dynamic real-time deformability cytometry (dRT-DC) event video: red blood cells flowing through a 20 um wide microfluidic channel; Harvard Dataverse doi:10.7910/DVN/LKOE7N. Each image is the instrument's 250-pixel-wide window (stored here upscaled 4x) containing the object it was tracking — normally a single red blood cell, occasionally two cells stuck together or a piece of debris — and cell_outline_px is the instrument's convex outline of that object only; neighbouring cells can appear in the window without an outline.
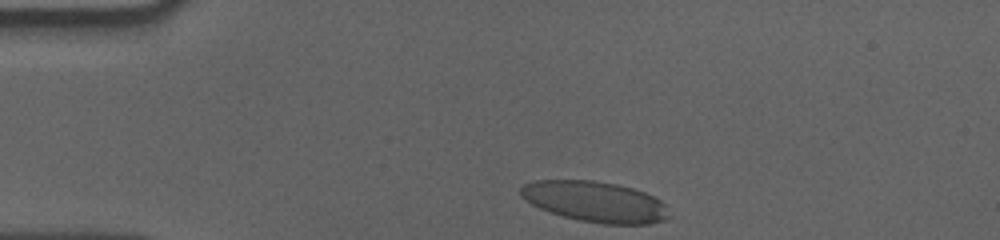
{"species": "human", "species_latin": "Homo sapiens", "temperature_condition": "cold", "stored_images_in_passage": 36, "camera_frame_rate_fps": 3000, "um_per_image_px": 0.085, "donor": {"sex": "male"}, "frame": {"image": 1, "passage_image": 1, "time_ms": 0.0, "image_size_px": [1000, 240], "cell_outline_px": [[664, 216], [660, 220], [648, 224], [604, 224], [580, 220], [564, 216], [540, 208], [532, 204], [520, 192], [520, 188], [524, 184], [536, 180], [592, 180], [616, 184], [632, 188], [644, 192], [660, 200], [664, 204]], "centroid_in_image_um": [50.53, 17.12], "position_along_channel_um": 34.5, "area_um2": 34.28}}
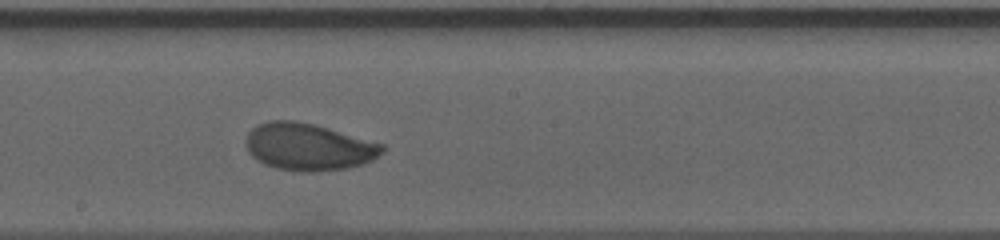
{"frame": {"image": 2, "passage_image": 21, "time_ms": 6.667, "image_size_px": [1000, 240], "cell_outline_px": [[384, 152], [372, 160], [348, 168], [308, 172], [280, 168], [268, 164], [252, 156], [248, 148], [248, 132], [252, 128], [260, 124], [272, 120], [292, 120], [312, 124], [384, 144]], "centroid_in_image_um": [26.27, 12.47], "position_along_channel_um": 221.9, "area_um2": 36.47}}
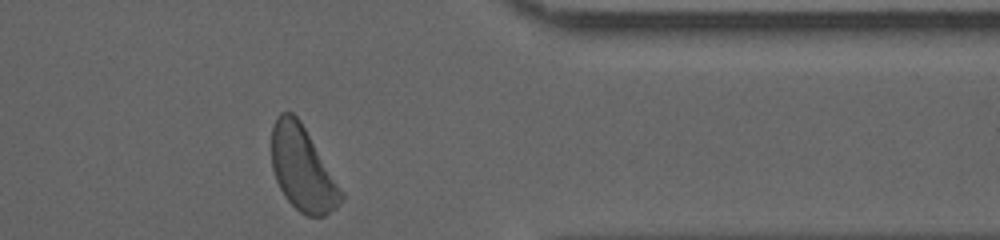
{"frame": {"image": 3, "passage_image": 36, "time_ms": 11.667, "image_size_px": [1000, 240], "cell_outline_px": [[344, 196], [336, 208], [324, 216], [308, 216], [300, 212], [288, 200], [280, 188], [276, 180], [272, 168], [272, 128], [276, 116], [280, 112], [292, 112], [300, 120]], "centroid_in_image_um": [25.67, 14.33], "position_along_channel_um": 385.7, "area_um2": 33.35}, "authors_computed_cell_mechanics": {"area_um2": 35.4603, "velocity_mm_per_s": 3.5234, "shape_relaxation_time_tau1_ms": 2.9579, "shape_relaxation_time_tau2_ms": 5.642, "deformation_change_tau1": 0.1238, "deformation_change_tau2": 0.0841}}